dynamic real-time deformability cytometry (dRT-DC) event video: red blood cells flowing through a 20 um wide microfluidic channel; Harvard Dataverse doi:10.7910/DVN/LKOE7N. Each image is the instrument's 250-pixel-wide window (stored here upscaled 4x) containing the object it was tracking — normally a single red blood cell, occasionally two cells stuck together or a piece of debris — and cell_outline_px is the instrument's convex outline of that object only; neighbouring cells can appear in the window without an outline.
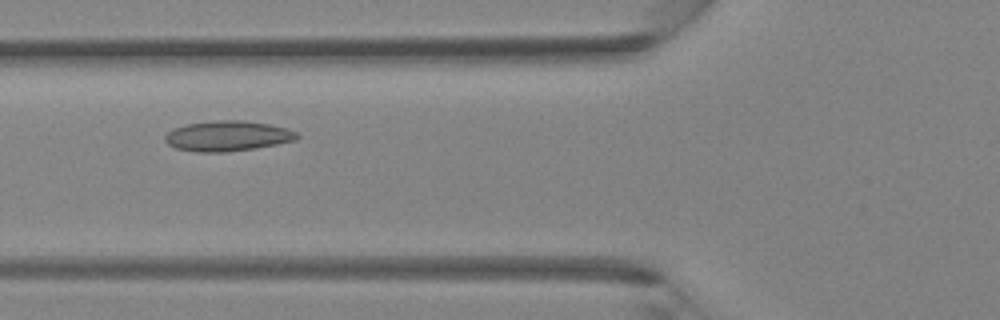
{"species": "Egyptian fruit bat (a non-hibernating species)", "species_latin": "Rousettus aegyptiacus", "temperature_condition": "room temperature", "stored_images_in_passage": 38, "camera_frame_rate_fps": 3000, "um_per_image_px": 0.085, "animal": {"sex": "female"}, "frame": {"image": 1, "passage_image": 12, "time_ms": 3.667, "image_size_px": [1000, 320], "cell_outline_px": [[300, 136], [296, 140], [256, 148], [224, 152], [196, 152], [176, 148], [168, 144], [164, 140], [164, 136], [172, 128], [184, 124], [220, 120], [244, 120], [268, 124], [288, 128], [296, 132]], "centroid_in_image_um": [19.33, 11.55], "position_along_channel_um": 106.5, "area_um2": 23.41}}
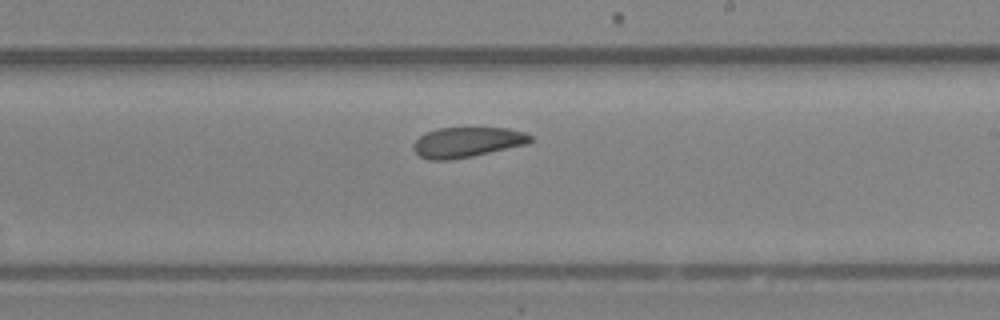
{"frame": {"image": 2, "passage_image": 21, "time_ms": 6.667, "image_size_px": [1000, 320], "cell_outline_px": [[532, 140], [528, 144], [472, 156], [448, 160], [428, 160], [420, 156], [412, 148], [412, 144], [424, 132], [436, 128], [508, 128], [524, 132], [532, 136]], "centroid_in_image_um": [39.68, 12.08], "position_along_channel_um": 249.3, "area_um2": 20.63}}
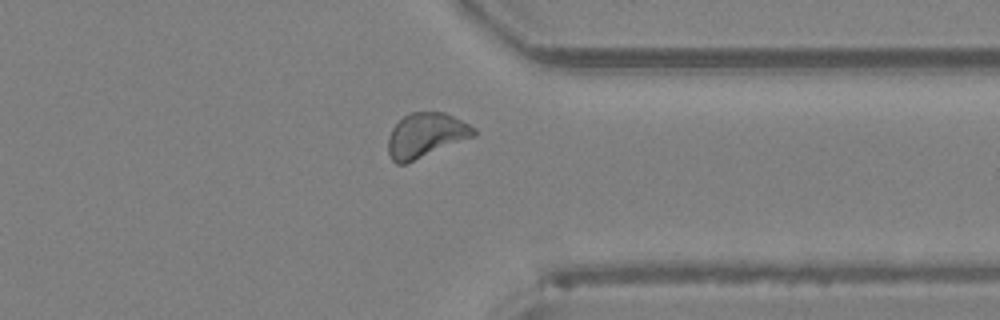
{"frame": {"image": 3, "passage_image": 29, "time_ms": 9.333, "image_size_px": [1000, 320], "cell_outline_px": [[476, 136], [404, 164], [396, 164], [392, 160], [388, 152], [388, 136], [392, 128], [404, 116], [412, 112], [444, 112], [476, 128]], "centroid_in_image_um": [36.19, 11.5], "position_along_channel_um": 375.2, "area_um2": 22.08}}